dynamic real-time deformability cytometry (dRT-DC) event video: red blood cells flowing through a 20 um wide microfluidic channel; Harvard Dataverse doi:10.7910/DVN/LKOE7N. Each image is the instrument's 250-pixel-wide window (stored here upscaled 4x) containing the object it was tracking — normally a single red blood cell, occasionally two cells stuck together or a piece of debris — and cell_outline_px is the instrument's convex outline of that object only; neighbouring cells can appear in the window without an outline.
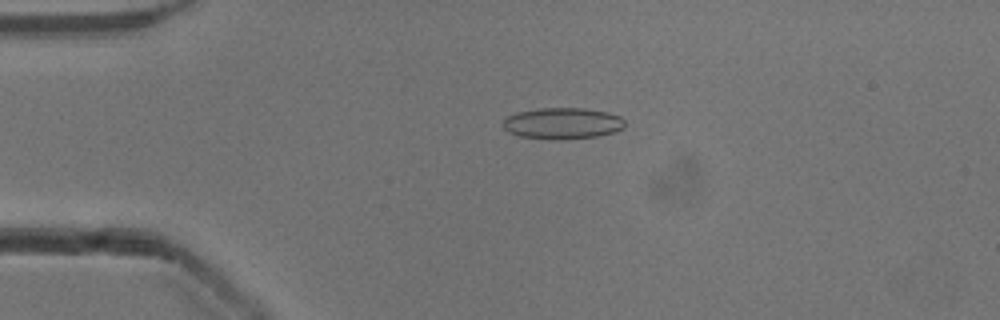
{"species": "common noctule bat (a hibernating species)", "species_latin": "Nyctalus noctula", "temperature_condition": "cold", "stored_images_in_passage": 42, "camera_frame_rate_fps": 3000, "um_per_image_px": 0.085, "animal": {"sex": "male", "body_mass_g": 13.3}, "frame": {"image": 1, "passage_image": 2, "time_ms": 0.333, "image_size_px": [1000, 320], "cell_outline_px": [[624, 128], [616, 132], [600, 136], [564, 140], [552, 140], [520, 136], [508, 132], [500, 124], [508, 116], [516, 112], [540, 108], [584, 108], [608, 112], [620, 116], [624, 120]], "centroid_in_image_um": [47.82, 10.5], "position_along_channel_um": 37.2, "area_um2": 22.66}}
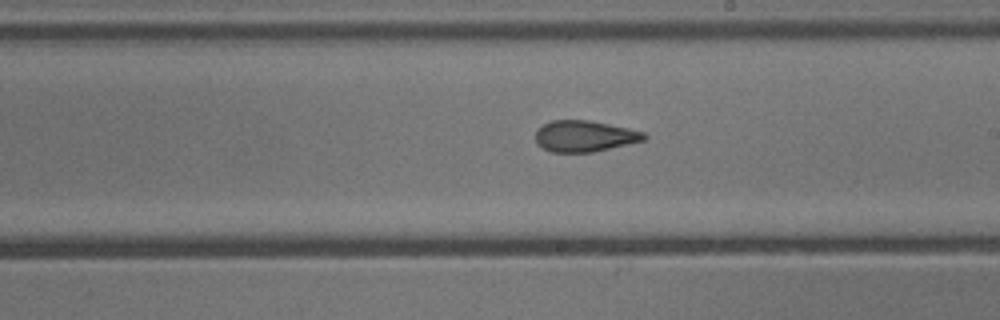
{"frame": {"image": 2, "passage_image": 20, "time_ms": 6.333, "image_size_px": [1000, 320], "cell_outline_px": [[648, 136], [644, 140], [592, 152], [552, 152], [536, 144], [536, 132], [544, 124], [552, 120], [588, 120], [628, 128], [644, 132]], "centroid_in_image_um": [49.68, 11.57], "position_along_channel_um": 239.3, "area_um2": 19.48}}
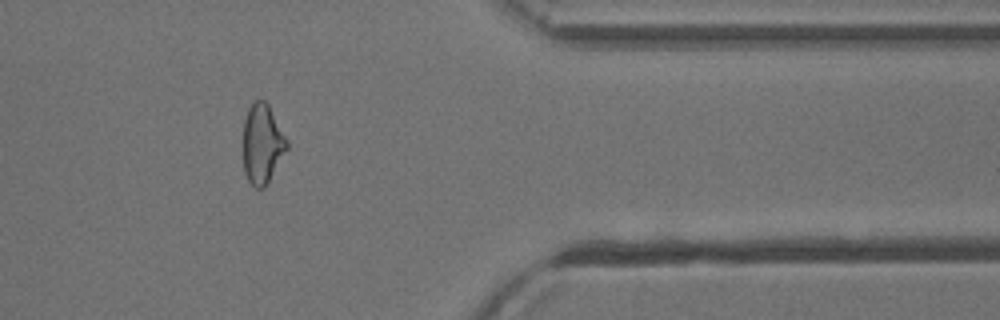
{"frame": {"image": 3, "passage_image": 33, "time_ms": 10.667, "image_size_px": [1000, 320], "cell_outline_px": [[288, 148], [264, 188], [256, 188], [248, 180], [244, 172], [244, 120], [248, 108], [256, 100], [264, 100], [268, 104], [288, 140]], "centroid_in_image_um": [22.3, 12.22], "position_along_channel_um": 389.1, "area_um2": 20.06}, "authors_computed_cell_mechanics": {"area_um2": 20.8658, "velocity_mm_per_s": 3.9248, "shape_relaxation_time_tau1_ms": null, "shape_relaxation_time_tau2_ms": 2.5923, "deformation_change_tau1": null, "deformation_change_tau2": 0.0816}}